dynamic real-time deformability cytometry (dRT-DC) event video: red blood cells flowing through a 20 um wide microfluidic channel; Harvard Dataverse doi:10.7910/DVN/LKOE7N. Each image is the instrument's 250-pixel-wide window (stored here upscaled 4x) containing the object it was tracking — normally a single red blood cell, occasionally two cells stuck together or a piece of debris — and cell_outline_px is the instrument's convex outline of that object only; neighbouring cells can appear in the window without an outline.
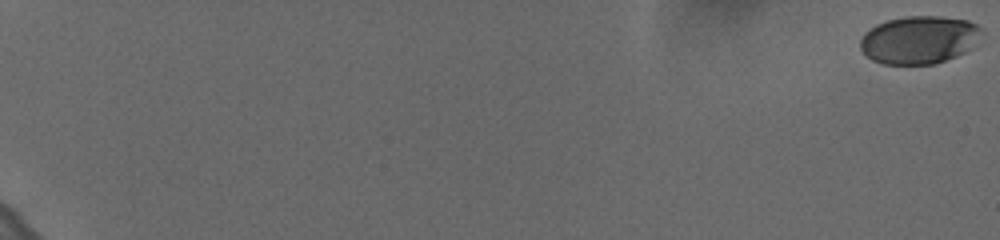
{"species": "human", "species_latin": "Homo sapiens", "temperature_condition": "cold", "stored_images_in_passage": 55, "camera_frame_rate_fps": 3000, "um_per_image_px": 0.085, "donor": {"sex": "female"}, "frame": {"image": 1, "passage_image": 1, "time_ms": 0.0, "image_size_px": [1000, 240], "cell_outline_px": [[980, 28], [968, 48], [964, 52], [956, 56], [936, 64], [884, 64], [872, 60], [860, 48], [860, 40], [864, 32], [876, 24], [888, 20], [908, 16], [940, 16], [968, 20], [976, 24]], "centroid_in_image_um": [78.04, 3.38], "position_along_channel_um": 7.0, "area_um2": 33.29}}
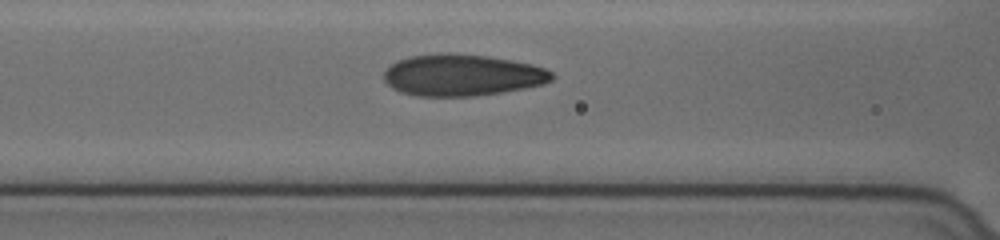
{"frame": {"image": 2, "passage_image": 31, "time_ms": 10.0, "image_size_px": [1000, 240], "cell_outline_px": [[556, 76], [552, 80], [544, 84], [524, 88], [476, 96], [416, 96], [400, 92], [392, 88], [384, 80], [384, 72], [396, 60], [408, 56], [440, 52], [448, 52], [488, 56], [512, 60], [532, 64], [544, 68], [552, 72]], "centroid_in_image_um": [39.27, 6.37], "position_along_channel_um": 127.3, "area_um2": 41.1}}
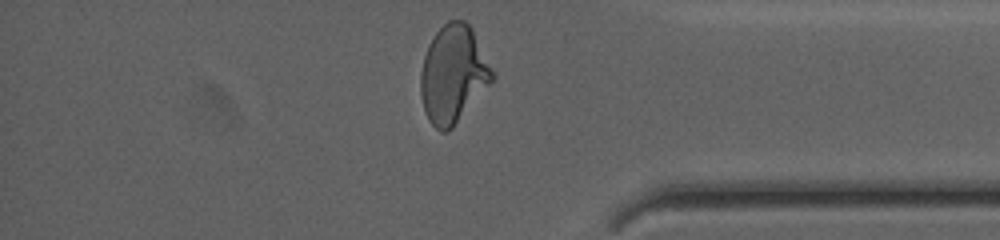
{"frame": {"image": 3, "passage_image": 54, "time_ms": 17.667, "image_size_px": [1000, 240], "cell_outline_px": [[496, 76], [452, 128], [448, 132], [440, 132], [428, 120], [424, 112], [420, 92], [420, 72], [424, 56], [428, 44], [436, 32], [448, 20], [464, 20], [472, 28]], "centroid_in_image_um": [38.5, 6.31], "position_along_channel_um": 396.7, "area_um2": 40.58}, "authors_computed_cell_mechanics": {"area_um2": 38.437, "velocity_mm_per_s": 3.63, "shape_relaxation_time_tau1_ms": 5.8311, "shape_relaxation_time_tau2_ms": 0.7594, "deformation_change_tau1": 0.2001, "deformation_change_tau2": 0.0685}}